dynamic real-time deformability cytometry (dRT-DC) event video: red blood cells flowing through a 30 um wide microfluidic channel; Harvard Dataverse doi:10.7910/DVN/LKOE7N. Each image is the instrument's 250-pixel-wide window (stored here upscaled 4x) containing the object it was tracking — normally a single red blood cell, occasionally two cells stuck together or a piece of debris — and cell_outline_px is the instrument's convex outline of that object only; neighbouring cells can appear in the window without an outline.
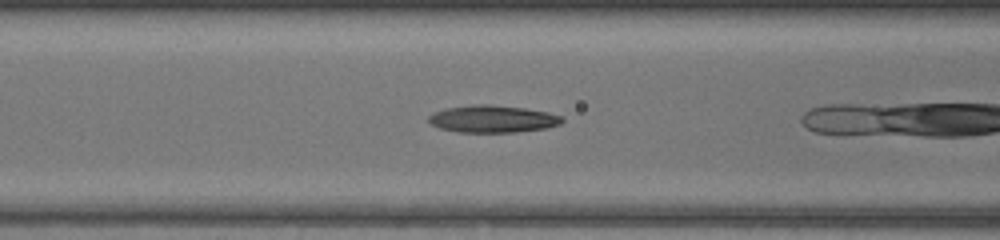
{"species": "common noctule bat (a hibernating species)", "species_latin": "Nyctalus noctula", "temperature_condition": "warm", "stored_images_in_passage": 5, "camera_frame_rate_fps": 3000, "um_per_image_px": 0.085, "animal": {"sex": "female", "body_mass_g": 17.0, "forearm_length_mm": 48.0}, "frame": {"image": 1, "passage_image": 4, "time_ms": 1.0, "image_size_px": [1000, 240], "cell_outline_px": [[564, 120], [560, 124], [548, 128], [516, 132], [460, 132], [440, 128], [432, 124], [428, 120], [428, 116], [436, 112], [448, 108], [476, 104], [488, 104], [524, 108], [548, 112], [564, 116]], "centroid_in_image_um": [41.94, 10.11], "position_along_channel_um": 124.7, "area_um2": 21.1}}